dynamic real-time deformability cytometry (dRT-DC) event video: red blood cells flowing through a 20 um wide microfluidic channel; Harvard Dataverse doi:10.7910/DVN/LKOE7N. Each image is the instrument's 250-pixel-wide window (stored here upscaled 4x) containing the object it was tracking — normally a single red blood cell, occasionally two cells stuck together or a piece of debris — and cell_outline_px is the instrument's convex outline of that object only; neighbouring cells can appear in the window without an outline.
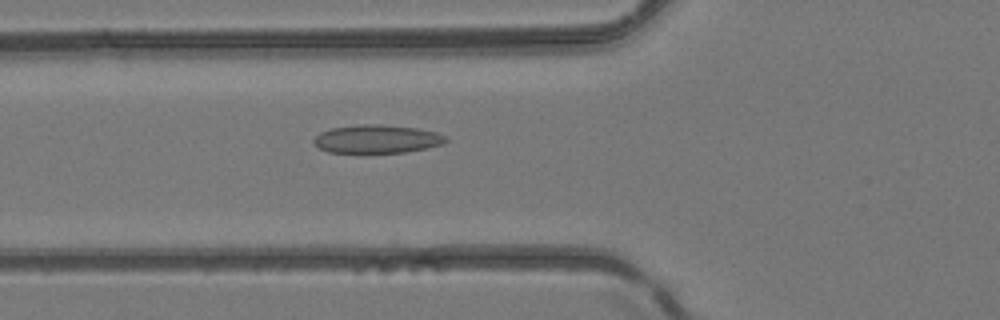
{"species": "common noctule bat (a hibernating species)", "species_latin": "Nyctalus noctula", "temperature_condition": "room temperature", "stored_images_in_passage": 50, "camera_frame_rate_fps": 3000, "um_per_image_px": 0.085, "animal": {"sex": "female", "body_mass_g": 24.6, "forearm_length_mm": 56.2}, "frame": {"image": 1, "passage_image": 19, "time_ms": 6.0, "image_size_px": [1000, 320], "cell_outline_px": [[448, 140], [444, 144], [404, 152], [328, 152], [312, 144], [312, 140], [320, 132], [332, 128], [360, 124], [380, 124], [416, 128], [436, 132], [444, 136]], "centroid_in_image_um": [32.01, 11.81], "position_along_channel_um": 93.8, "area_um2": 21.62}}
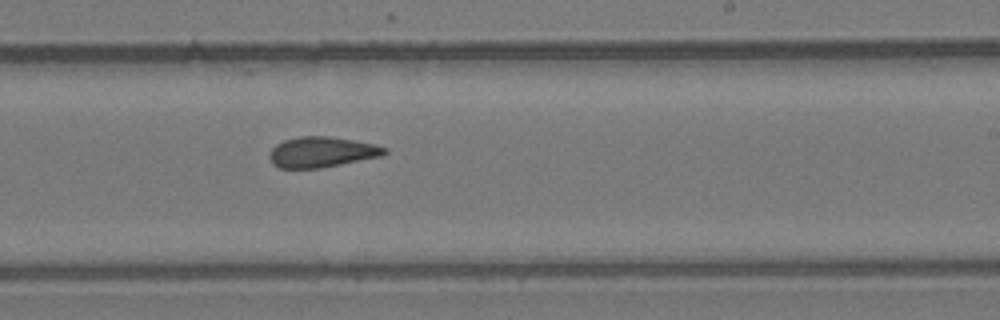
{"frame": {"image": 2, "passage_image": 31, "time_ms": 10.0, "image_size_px": [1000, 320], "cell_outline_px": [[388, 152], [384, 156], [320, 168], [280, 168], [272, 164], [268, 156], [272, 148], [276, 144], [284, 140], [300, 136], [328, 136], [352, 140], [372, 144], [388, 148]], "centroid_in_image_um": [27.35, 12.93], "position_along_channel_um": 261.7, "area_um2": 20.52}}
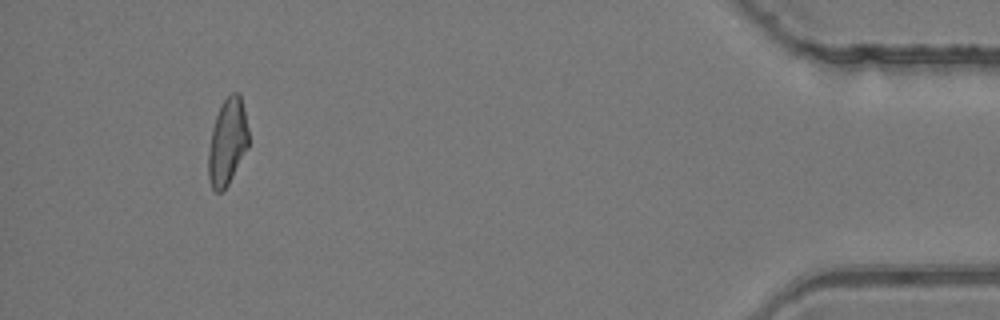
{"frame": {"image": 3, "passage_image": 47, "time_ms": 15.333, "image_size_px": [1000, 320], "cell_outline_px": [[248, 148], [228, 184], [220, 192], [216, 192], [212, 188], [208, 180], [208, 152], [212, 128], [220, 104], [232, 92], [240, 92], [244, 108], [248, 128]], "centroid_in_image_um": [19.33, 12.04], "position_along_channel_um": 415.9, "area_um2": 20.35}, "authors_computed_cell_mechanics": {"area_um2": 21.1548, "velocity_mm_per_s": 4.1877, "shape_relaxation_time_tau1_ms": null, "shape_relaxation_time_tau2_ms": 3.1339, "deformation_change_tau1": null, "deformation_change_tau2": 0.1114}}